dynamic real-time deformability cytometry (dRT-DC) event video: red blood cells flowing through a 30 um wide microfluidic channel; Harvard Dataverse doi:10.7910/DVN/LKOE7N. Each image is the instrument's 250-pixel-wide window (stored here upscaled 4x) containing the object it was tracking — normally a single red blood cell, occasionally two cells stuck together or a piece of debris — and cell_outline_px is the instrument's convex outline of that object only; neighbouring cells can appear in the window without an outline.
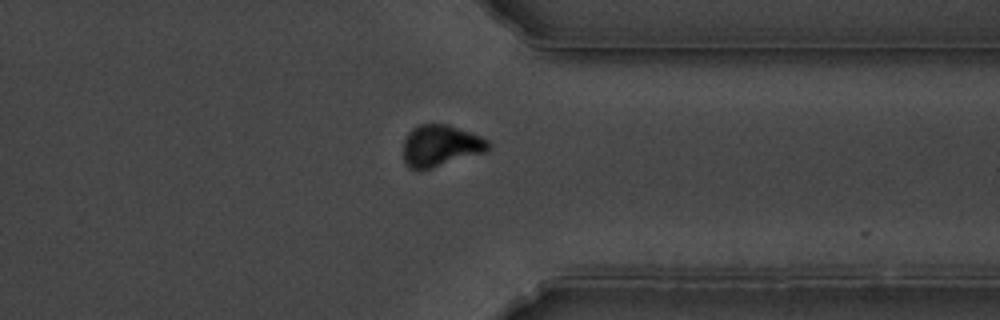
{"species": "common noctule bat (a hibernating species)", "species_latin": "Nyctalus noctula", "temperature_condition": "cold", "stored_images_in_passage": 42, "camera_frame_rate_fps": 3000, "um_per_image_px": 0.085, "animal": {"sex": "male", "body_mass_g": 19.5, "forearm_length_mm": 54.6}, "frame": {"image": 1, "passage_image": 36, "time_ms": 11.667, "image_size_px": [1000, 320], "cell_outline_px": [[488, 152], [420, 172], [408, 168], [404, 164], [404, 140], [408, 132], [412, 128], [420, 124], [448, 124], [480, 136], [488, 140]], "centroid_in_image_um": [37.42, 12.42], "position_along_channel_um": 374.0, "area_um2": 21.04}}